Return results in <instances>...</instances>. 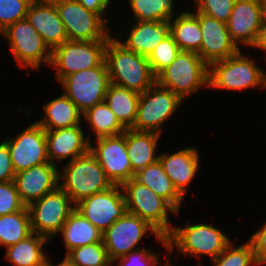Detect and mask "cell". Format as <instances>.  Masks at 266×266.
I'll return each instance as SVG.
<instances>
[{"label": "cell", "mask_w": 266, "mask_h": 266, "mask_svg": "<svg viewBox=\"0 0 266 266\" xmlns=\"http://www.w3.org/2000/svg\"><path fill=\"white\" fill-rule=\"evenodd\" d=\"M113 37L105 48L110 83L139 94L145 92L156 82L147 57L126 49Z\"/></svg>", "instance_id": "6da1fadb"}, {"label": "cell", "mask_w": 266, "mask_h": 266, "mask_svg": "<svg viewBox=\"0 0 266 266\" xmlns=\"http://www.w3.org/2000/svg\"><path fill=\"white\" fill-rule=\"evenodd\" d=\"M59 170V187L71 198L74 206L89 196L108 190L114 184L96 158L90 153L69 161Z\"/></svg>", "instance_id": "7a4b0ae2"}, {"label": "cell", "mask_w": 266, "mask_h": 266, "mask_svg": "<svg viewBox=\"0 0 266 266\" xmlns=\"http://www.w3.org/2000/svg\"><path fill=\"white\" fill-rule=\"evenodd\" d=\"M255 59L240 50L230 58L209 65L208 88L239 90L262 88L266 90V72L255 65Z\"/></svg>", "instance_id": "3957f363"}, {"label": "cell", "mask_w": 266, "mask_h": 266, "mask_svg": "<svg viewBox=\"0 0 266 266\" xmlns=\"http://www.w3.org/2000/svg\"><path fill=\"white\" fill-rule=\"evenodd\" d=\"M166 238L170 252L176 247L178 254L205 255L211 260L217 258L231 242L226 234L210 224H191L188 221L185 227L174 225Z\"/></svg>", "instance_id": "277c9868"}, {"label": "cell", "mask_w": 266, "mask_h": 266, "mask_svg": "<svg viewBox=\"0 0 266 266\" xmlns=\"http://www.w3.org/2000/svg\"><path fill=\"white\" fill-rule=\"evenodd\" d=\"M209 66L195 52L180 51L174 61L156 76V82L183 101L208 87Z\"/></svg>", "instance_id": "5b68a950"}, {"label": "cell", "mask_w": 266, "mask_h": 266, "mask_svg": "<svg viewBox=\"0 0 266 266\" xmlns=\"http://www.w3.org/2000/svg\"><path fill=\"white\" fill-rule=\"evenodd\" d=\"M121 187L127 212L139 216L154 227L160 235L167 237L173 229L168 213L177 215L178 212L165 199L134 177L124 182Z\"/></svg>", "instance_id": "8992f818"}, {"label": "cell", "mask_w": 266, "mask_h": 266, "mask_svg": "<svg viewBox=\"0 0 266 266\" xmlns=\"http://www.w3.org/2000/svg\"><path fill=\"white\" fill-rule=\"evenodd\" d=\"M151 232L157 241L169 250L167 238L160 235L157 230L139 216L126 212L102 233L108 258L113 262L131 251L140 249L139 242Z\"/></svg>", "instance_id": "52a82bcc"}, {"label": "cell", "mask_w": 266, "mask_h": 266, "mask_svg": "<svg viewBox=\"0 0 266 266\" xmlns=\"http://www.w3.org/2000/svg\"><path fill=\"white\" fill-rule=\"evenodd\" d=\"M1 34L8 41L19 68L31 72V69L38 70L41 62L50 65L52 51L26 18L9 25Z\"/></svg>", "instance_id": "ba28073f"}, {"label": "cell", "mask_w": 266, "mask_h": 266, "mask_svg": "<svg viewBox=\"0 0 266 266\" xmlns=\"http://www.w3.org/2000/svg\"><path fill=\"white\" fill-rule=\"evenodd\" d=\"M183 100L155 82L140 94L137 115L131 129L162 134V126L179 109Z\"/></svg>", "instance_id": "9c48e42d"}, {"label": "cell", "mask_w": 266, "mask_h": 266, "mask_svg": "<svg viewBox=\"0 0 266 266\" xmlns=\"http://www.w3.org/2000/svg\"><path fill=\"white\" fill-rule=\"evenodd\" d=\"M108 41L67 40L51 52L50 66L56 69V79L81 70L95 68L105 60Z\"/></svg>", "instance_id": "30bf717a"}, {"label": "cell", "mask_w": 266, "mask_h": 266, "mask_svg": "<svg viewBox=\"0 0 266 266\" xmlns=\"http://www.w3.org/2000/svg\"><path fill=\"white\" fill-rule=\"evenodd\" d=\"M63 93L84 113L87 109L105 101L110 84L105 60L97 67L81 70L64 77L59 84Z\"/></svg>", "instance_id": "8fae6325"}, {"label": "cell", "mask_w": 266, "mask_h": 266, "mask_svg": "<svg viewBox=\"0 0 266 266\" xmlns=\"http://www.w3.org/2000/svg\"><path fill=\"white\" fill-rule=\"evenodd\" d=\"M68 40L108 41L109 25L96 13L84 8L78 0H53Z\"/></svg>", "instance_id": "7c38bea8"}, {"label": "cell", "mask_w": 266, "mask_h": 266, "mask_svg": "<svg viewBox=\"0 0 266 266\" xmlns=\"http://www.w3.org/2000/svg\"><path fill=\"white\" fill-rule=\"evenodd\" d=\"M71 198L58 186L28 206L31 230L49 240L59 234L69 215L75 210Z\"/></svg>", "instance_id": "4fadbf2b"}, {"label": "cell", "mask_w": 266, "mask_h": 266, "mask_svg": "<svg viewBox=\"0 0 266 266\" xmlns=\"http://www.w3.org/2000/svg\"><path fill=\"white\" fill-rule=\"evenodd\" d=\"M75 209L102 233L127 212L121 185L89 196L76 204Z\"/></svg>", "instance_id": "5bb4252c"}, {"label": "cell", "mask_w": 266, "mask_h": 266, "mask_svg": "<svg viewBox=\"0 0 266 266\" xmlns=\"http://www.w3.org/2000/svg\"><path fill=\"white\" fill-rule=\"evenodd\" d=\"M89 151L114 185H122L135 176L126 148V131L118 136L98 138L95 146L91 141Z\"/></svg>", "instance_id": "9a60e30c"}, {"label": "cell", "mask_w": 266, "mask_h": 266, "mask_svg": "<svg viewBox=\"0 0 266 266\" xmlns=\"http://www.w3.org/2000/svg\"><path fill=\"white\" fill-rule=\"evenodd\" d=\"M16 135L4 140L15 173L49 162L45 130L40 125L34 122Z\"/></svg>", "instance_id": "2e32d148"}, {"label": "cell", "mask_w": 266, "mask_h": 266, "mask_svg": "<svg viewBox=\"0 0 266 266\" xmlns=\"http://www.w3.org/2000/svg\"><path fill=\"white\" fill-rule=\"evenodd\" d=\"M265 18L264 0H236L226 22L228 32L237 46L253 48Z\"/></svg>", "instance_id": "e0dca14e"}, {"label": "cell", "mask_w": 266, "mask_h": 266, "mask_svg": "<svg viewBox=\"0 0 266 266\" xmlns=\"http://www.w3.org/2000/svg\"><path fill=\"white\" fill-rule=\"evenodd\" d=\"M199 25L202 32V45L199 56L209 66L211 63L230 58L241 49L232 40L225 22L197 12Z\"/></svg>", "instance_id": "ac0fdd59"}, {"label": "cell", "mask_w": 266, "mask_h": 266, "mask_svg": "<svg viewBox=\"0 0 266 266\" xmlns=\"http://www.w3.org/2000/svg\"><path fill=\"white\" fill-rule=\"evenodd\" d=\"M58 165L50 162L15 174L14 183L22 203L28 207L59 186Z\"/></svg>", "instance_id": "d6986e66"}, {"label": "cell", "mask_w": 266, "mask_h": 266, "mask_svg": "<svg viewBox=\"0 0 266 266\" xmlns=\"http://www.w3.org/2000/svg\"><path fill=\"white\" fill-rule=\"evenodd\" d=\"M47 157L50 163L60 164L65 159H73L89 152L90 137H86L81 125L71 128L45 131Z\"/></svg>", "instance_id": "ffe728a7"}, {"label": "cell", "mask_w": 266, "mask_h": 266, "mask_svg": "<svg viewBox=\"0 0 266 266\" xmlns=\"http://www.w3.org/2000/svg\"><path fill=\"white\" fill-rule=\"evenodd\" d=\"M26 19L51 51L68 40L53 0H33L28 8Z\"/></svg>", "instance_id": "44dd1931"}, {"label": "cell", "mask_w": 266, "mask_h": 266, "mask_svg": "<svg viewBox=\"0 0 266 266\" xmlns=\"http://www.w3.org/2000/svg\"><path fill=\"white\" fill-rule=\"evenodd\" d=\"M199 151L196 147H187L173 153H162L159 161L177 192L184 198L188 186L197 174Z\"/></svg>", "instance_id": "7402d4cb"}, {"label": "cell", "mask_w": 266, "mask_h": 266, "mask_svg": "<svg viewBox=\"0 0 266 266\" xmlns=\"http://www.w3.org/2000/svg\"><path fill=\"white\" fill-rule=\"evenodd\" d=\"M128 31V37L115 38L126 49L148 57L154 48L169 35V22L162 21H133Z\"/></svg>", "instance_id": "603a6c76"}, {"label": "cell", "mask_w": 266, "mask_h": 266, "mask_svg": "<svg viewBox=\"0 0 266 266\" xmlns=\"http://www.w3.org/2000/svg\"><path fill=\"white\" fill-rule=\"evenodd\" d=\"M160 137L156 132L126 130V148L134 174L159 160L155 151Z\"/></svg>", "instance_id": "cb8c5ba5"}, {"label": "cell", "mask_w": 266, "mask_h": 266, "mask_svg": "<svg viewBox=\"0 0 266 266\" xmlns=\"http://www.w3.org/2000/svg\"><path fill=\"white\" fill-rule=\"evenodd\" d=\"M43 110V117L35 122L45 131L81 125L83 113L64 93L45 103Z\"/></svg>", "instance_id": "d4e9b609"}, {"label": "cell", "mask_w": 266, "mask_h": 266, "mask_svg": "<svg viewBox=\"0 0 266 266\" xmlns=\"http://www.w3.org/2000/svg\"><path fill=\"white\" fill-rule=\"evenodd\" d=\"M169 34L181 51L195 52L199 55L202 45V32L198 17L194 12L183 11L169 20Z\"/></svg>", "instance_id": "484cf974"}, {"label": "cell", "mask_w": 266, "mask_h": 266, "mask_svg": "<svg viewBox=\"0 0 266 266\" xmlns=\"http://www.w3.org/2000/svg\"><path fill=\"white\" fill-rule=\"evenodd\" d=\"M134 178L165 199L178 213L183 197L174 188L160 161L135 173Z\"/></svg>", "instance_id": "4316f807"}, {"label": "cell", "mask_w": 266, "mask_h": 266, "mask_svg": "<svg viewBox=\"0 0 266 266\" xmlns=\"http://www.w3.org/2000/svg\"><path fill=\"white\" fill-rule=\"evenodd\" d=\"M67 253L72 249L102 242V232L76 209L69 215L60 232Z\"/></svg>", "instance_id": "83f0119b"}, {"label": "cell", "mask_w": 266, "mask_h": 266, "mask_svg": "<svg viewBox=\"0 0 266 266\" xmlns=\"http://www.w3.org/2000/svg\"><path fill=\"white\" fill-rule=\"evenodd\" d=\"M139 98V93L110 83L105 102L119 122L126 129H131L136 119Z\"/></svg>", "instance_id": "f1b7e54d"}, {"label": "cell", "mask_w": 266, "mask_h": 266, "mask_svg": "<svg viewBox=\"0 0 266 266\" xmlns=\"http://www.w3.org/2000/svg\"><path fill=\"white\" fill-rule=\"evenodd\" d=\"M48 241L47 237L32 232L18 243L6 247L5 258L14 266H35L47 257L42 247Z\"/></svg>", "instance_id": "f546056e"}, {"label": "cell", "mask_w": 266, "mask_h": 266, "mask_svg": "<svg viewBox=\"0 0 266 266\" xmlns=\"http://www.w3.org/2000/svg\"><path fill=\"white\" fill-rule=\"evenodd\" d=\"M82 116L89 124L96 139L123 134L127 129L119 122L105 101L87 109Z\"/></svg>", "instance_id": "4dcf8cb0"}, {"label": "cell", "mask_w": 266, "mask_h": 266, "mask_svg": "<svg viewBox=\"0 0 266 266\" xmlns=\"http://www.w3.org/2000/svg\"><path fill=\"white\" fill-rule=\"evenodd\" d=\"M31 233L28 207L25 206L16 213L0 216V246L8 247L16 244Z\"/></svg>", "instance_id": "1f68e13d"}, {"label": "cell", "mask_w": 266, "mask_h": 266, "mask_svg": "<svg viewBox=\"0 0 266 266\" xmlns=\"http://www.w3.org/2000/svg\"><path fill=\"white\" fill-rule=\"evenodd\" d=\"M134 21L169 22L175 15L174 0H128ZM136 19V20H135Z\"/></svg>", "instance_id": "d6a6232c"}, {"label": "cell", "mask_w": 266, "mask_h": 266, "mask_svg": "<svg viewBox=\"0 0 266 266\" xmlns=\"http://www.w3.org/2000/svg\"><path fill=\"white\" fill-rule=\"evenodd\" d=\"M65 256L75 266H109L112 263L103 241L72 249Z\"/></svg>", "instance_id": "836d02e7"}, {"label": "cell", "mask_w": 266, "mask_h": 266, "mask_svg": "<svg viewBox=\"0 0 266 266\" xmlns=\"http://www.w3.org/2000/svg\"><path fill=\"white\" fill-rule=\"evenodd\" d=\"M233 246V242H230L212 263L215 266H259L249 240L238 247Z\"/></svg>", "instance_id": "e575fe53"}, {"label": "cell", "mask_w": 266, "mask_h": 266, "mask_svg": "<svg viewBox=\"0 0 266 266\" xmlns=\"http://www.w3.org/2000/svg\"><path fill=\"white\" fill-rule=\"evenodd\" d=\"M180 51L173 37L170 34L166 36L147 57L153 74L157 76L168 67Z\"/></svg>", "instance_id": "d590c367"}, {"label": "cell", "mask_w": 266, "mask_h": 266, "mask_svg": "<svg viewBox=\"0 0 266 266\" xmlns=\"http://www.w3.org/2000/svg\"><path fill=\"white\" fill-rule=\"evenodd\" d=\"M33 0H0V33L9 25L25 19Z\"/></svg>", "instance_id": "8d00e7d4"}, {"label": "cell", "mask_w": 266, "mask_h": 266, "mask_svg": "<svg viewBox=\"0 0 266 266\" xmlns=\"http://www.w3.org/2000/svg\"><path fill=\"white\" fill-rule=\"evenodd\" d=\"M117 263L116 266H159L160 263L158 254L146 247L131 251L130 253L116 258L112 264ZM169 259L164 262L162 266H170Z\"/></svg>", "instance_id": "74e56055"}, {"label": "cell", "mask_w": 266, "mask_h": 266, "mask_svg": "<svg viewBox=\"0 0 266 266\" xmlns=\"http://www.w3.org/2000/svg\"><path fill=\"white\" fill-rule=\"evenodd\" d=\"M236 0H195L197 12L227 22Z\"/></svg>", "instance_id": "f35d334b"}, {"label": "cell", "mask_w": 266, "mask_h": 266, "mask_svg": "<svg viewBox=\"0 0 266 266\" xmlns=\"http://www.w3.org/2000/svg\"><path fill=\"white\" fill-rule=\"evenodd\" d=\"M24 207L14 181L0 182V216L16 213Z\"/></svg>", "instance_id": "ab89813d"}, {"label": "cell", "mask_w": 266, "mask_h": 266, "mask_svg": "<svg viewBox=\"0 0 266 266\" xmlns=\"http://www.w3.org/2000/svg\"><path fill=\"white\" fill-rule=\"evenodd\" d=\"M263 224L258 231L251 235L249 240L259 266L266 265V221Z\"/></svg>", "instance_id": "60d3db41"}, {"label": "cell", "mask_w": 266, "mask_h": 266, "mask_svg": "<svg viewBox=\"0 0 266 266\" xmlns=\"http://www.w3.org/2000/svg\"><path fill=\"white\" fill-rule=\"evenodd\" d=\"M14 167L7 143L0 142V182L14 181Z\"/></svg>", "instance_id": "b9f144b4"}, {"label": "cell", "mask_w": 266, "mask_h": 266, "mask_svg": "<svg viewBox=\"0 0 266 266\" xmlns=\"http://www.w3.org/2000/svg\"><path fill=\"white\" fill-rule=\"evenodd\" d=\"M79 3L89 11L98 14L108 25L109 19L104 18L105 12L110 6L111 0H78Z\"/></svg>", "instance_id": "7bdbcfd3"}, {"label": "cell", "mask_w": 266, "mask_h": 266, "mask_svg": "<svg viewBox=\"0 0 266 266\" xmlns=\"http://www.w3.org/2000/svg\"><path fill=\"white\" fill-rule=\"evenodd\" d=\"M254 48L266 51V18H264L262 26L259 30Z\"/></svg>", "instance_id": "ee69618b"}, {"label": "cell", "mask_w": 266, "mask_h": 266, "mask_svg": "<svg viewBox=\"0 0 266 266\" xmlns=\"http://www.w3.org/2000/svg\"><path fill=\"white\" fill-rule=\"evenodd\" d=\"M35 266H54V263H51L47 256L45 259H43L39 264H36Z\"/></svg>", "instance_id": "f6af8a7d"}, {"label": "cell", "mask_w": 266, "mask_h": 266, "mask_svg": "<svg viewBox=\"0 0 266 266\" xmlns=\"http://www.w3.org/2000/svg\"><path fill=\"white\" fill-rule=\"evenodd\" d=\"M54 266H75L66 256L64 258V260L59 263L58 265H55Z\"/></svg>", "instance_id": "bcb514c9"}, {"label": "cell", "mask_w": 266, "mask_h": 266, "mask_svg": "<svg viewBox=\"0 0 266 266\" xmlns=\"http://www.w3.org/2000/svg\"><path fill=\"white\" fill-rule=\"evenodd\" d=\"M265 3V18H266V0H264Z\"/></svg>", "instance_id": "7dc6e473"}]
</instances>
